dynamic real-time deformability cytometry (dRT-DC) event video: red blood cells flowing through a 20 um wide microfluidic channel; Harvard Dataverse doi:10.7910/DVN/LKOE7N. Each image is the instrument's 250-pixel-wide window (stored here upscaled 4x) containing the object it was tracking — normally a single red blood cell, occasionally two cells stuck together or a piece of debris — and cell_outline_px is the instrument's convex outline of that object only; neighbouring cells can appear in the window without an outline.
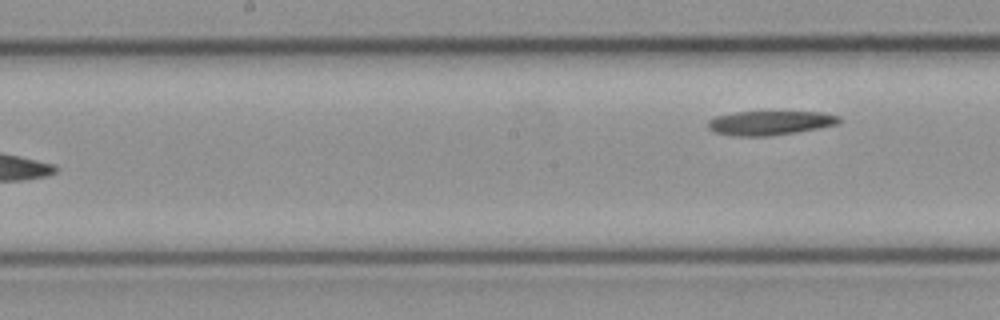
{"species": "common noctule bat (a hibernating species)", "species_latin": "Nyctalus noctula", "temperature_condition": "cold", "stored_images_in_passage": 14, "segment_of_instrument_passage": [2, 2], "camera_frame_rate_fps": 3000, "um_per_image_px": 0.085, "animal": {"sex": "female", "body_mass_g": 21.9}, "frame": {"image": 1, "passage_image": 14, "time_ms": 4.333, "image_size_px": [1000, 320], "cell_outline_px": [[844, 120], [840, 124], [796, 132], [768, 136], [732, 136], [716, 132], [708, 128], [708, 120], [716, 116], [736, 112], [824, 112], [840, 116]], "centroid_in_image_um": [65.51, 10.44], "position_along_channel_um": 182.7, "area_um2": 18.61}}